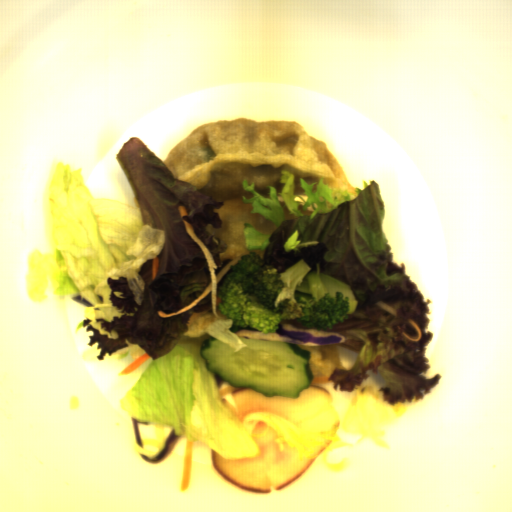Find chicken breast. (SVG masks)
<instances>
[{
  "label": "chicken breast",
  "instance_id": "chicken-breast-1",
  "mask_svg": "<svg viewBox=\"0 0 512 512\" xmlns=\"http://www.w3.org/2000/svg\"><path fill=\"white\" fill-rule=\"evenodd\" d=\"M251 438L259 445L257 457L226 459L210 449L211 463L218 475L238 489L262 495L292 486L326 449L314 447L312 457L299 460L297 448L285 441L280 450L277 431L262 421L256 423Z\"/></svg>",
  "mask_w": 512,
  "mask_h": 512
},
{
  "label": "chicken breast",
  "instance_id": "chicken-breast-2",
  "mask_svg": "<svg viewBox=\"0 0 512 512\" xmlns=\"http://www.w3.org/2000/svg\"><path fill=\"white\" fill-rule=\"evenodd\" d=\"M326 395L333 400L334 396L324 387L311 385L300 391L299 397L265 396L263 393L251 388H235L232 390L236 408L222 398L224 406L230 410L243 425L244 417L251 412L266 411L275 413L288 421V408L293 404H302L310 396Z\"/></svg>",
  "mask_w": 512,
  "mask_h": 512
}]
</instances>
